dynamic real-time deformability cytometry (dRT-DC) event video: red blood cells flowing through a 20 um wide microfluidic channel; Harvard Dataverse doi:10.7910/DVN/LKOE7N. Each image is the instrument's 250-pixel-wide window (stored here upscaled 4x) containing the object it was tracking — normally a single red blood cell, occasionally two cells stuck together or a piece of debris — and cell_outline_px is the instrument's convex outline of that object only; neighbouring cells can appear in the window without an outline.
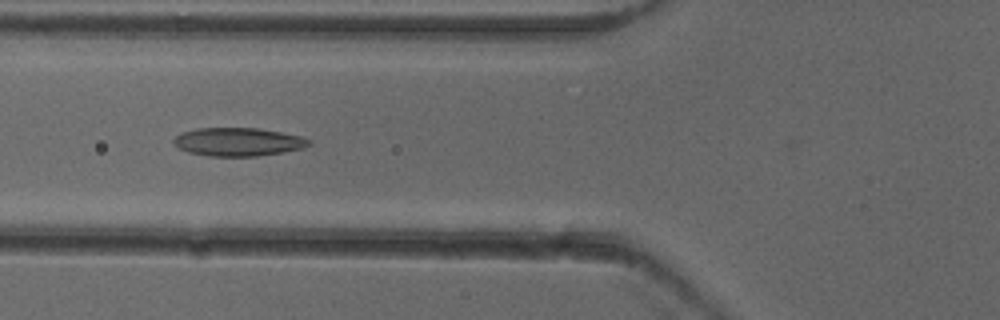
{"species": "common noctule bat (a hibernating species)", "species_latin": "Nyctalus noctula", "temperature_condition": "cold", "stored_images_in_passage": 52, "camera_frame_rate_fps": 3000, "um_per_image_px": 0.085, "animal": {"sex": "female"}, "frame": {"image": 1, "passage_image": 20, "time_ms": 6.333, "image_size_px": [1000, 320], "cell_outline_px": [[312, 144], [304, 148], [256, 156], [208, 156], [188, 152], [172, 144], [172, 140], [180, 132], [196, 128], [256, 128], [280, 132], [300, 136], [312, 140]], "centroid_in_image_um": [20.21, 12.05], "position_along_channel_um": 105.6, "area_um2": 22.37}}
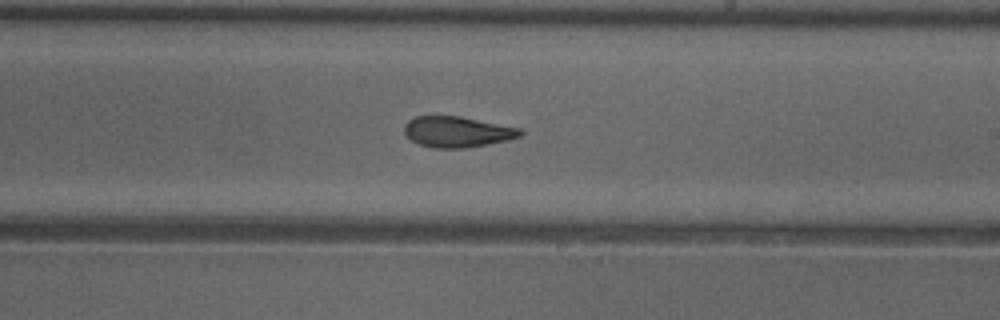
{"frame": {"image": 2, "passage_image": 31, "time_ms": 10.0, "image_size_px": [1000, 320], "cell_outline_px": [[524, 132], [520, 136], [508, 140], [464, 148], [432, 148], [420, 144], [412, 140], [404, 132], [404, 124], [408, 120], [416, 116], [460, 116], [520, 128]], "centroid_in_image_um": [38.85, 11.2], "position_along_channel_um": 250.1, "area_um2": 20.69}}
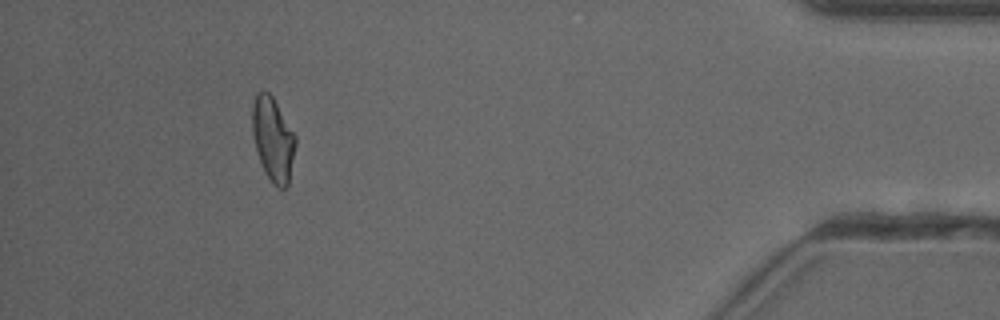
{"frame": {"image": 3, "passage_image": 48, "time_ms": 15.667, "image_size_px": [1000, 320], "cell_outline_px": [[296, 144], [288, 184], [284, 188], [280, 188], [264, 172], [256, 148], [252, 132], [252, 104], [256, 92], [268, 92], [272, 96], [296, 136]], "centroid_in_image_um": [23.2, 11.79], "position_along_channel_um": 412.0, "area_um2": 20.75}, "authors_computed_cell_mechanics": {"area_um2": 21.5016, "velocity_mm_per_s": 3.9264, "shape_relaxation_time_tau1_ms": null, "shape_relaxation_time_tau2_ms": 2.4674, "deformation_change_tau1": null, "deformation_change_tau2": 0.1031}}